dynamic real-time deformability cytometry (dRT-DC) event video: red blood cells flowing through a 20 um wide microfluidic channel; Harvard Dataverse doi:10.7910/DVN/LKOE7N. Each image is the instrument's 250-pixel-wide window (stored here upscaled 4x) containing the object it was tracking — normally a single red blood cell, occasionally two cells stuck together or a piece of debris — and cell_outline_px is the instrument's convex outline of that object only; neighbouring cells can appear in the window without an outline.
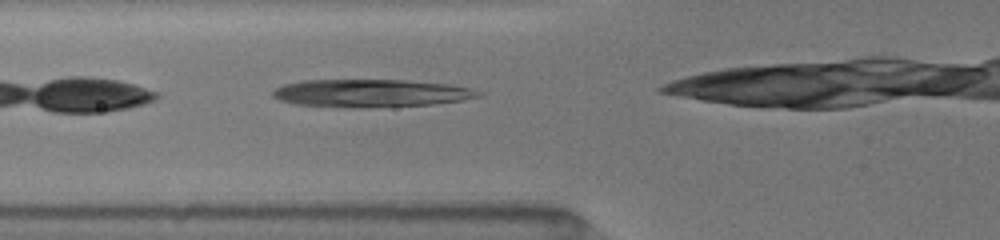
{"species": "common noctule bat (a hibernating species)", "species_latin": "Nyctalus noctula", "temperature_condition": "room temperature", "stored_images_in_passage": 18, "camera_frame_rate_fps": 3000, "um_per_image_px": 0.085, "animal": {"sex": "female", "body_mass_g": 19.5, "forearm_length_mm": 54.1}, "frame": {"image": 1, "passage_image": 3, "time_ms": 0.667, "image_size_px": [1000, 240], "cell_outline_px": [[484, 96], [464, 100], [436, 104], [364, 108], [352, 108], [296, 104], [280, 100], [272, 96], [272, 92], [276, 88], [284, 84], [304, 80], [404, 80], [448, 84], [472, 88], [484, 92]], "centroid_in_image_um": [31.6, 7.93], "position_along_channel_um": 94.2, "area_um2": 33.64}}